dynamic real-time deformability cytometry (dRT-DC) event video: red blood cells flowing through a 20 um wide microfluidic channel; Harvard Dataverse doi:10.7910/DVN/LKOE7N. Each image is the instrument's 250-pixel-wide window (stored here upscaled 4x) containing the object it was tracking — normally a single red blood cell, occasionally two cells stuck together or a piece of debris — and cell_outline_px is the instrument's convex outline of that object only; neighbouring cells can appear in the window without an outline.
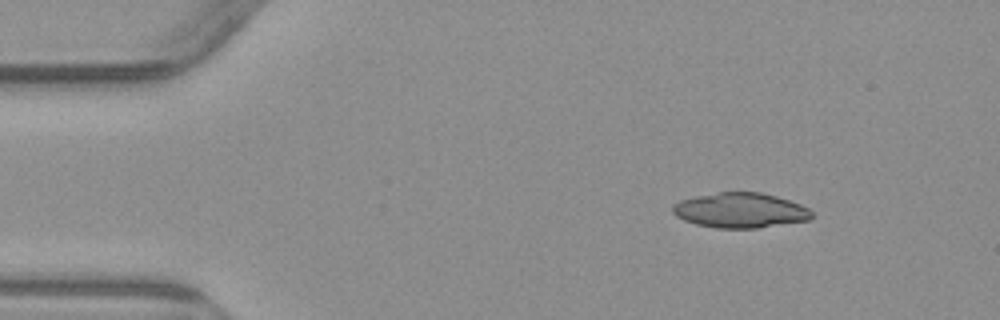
{"species": "common noctule bat (a hibernating species)", "species_latin": "Nyctalus noctula", "temperature_condition": "warm", "stored_images_in_passage": 3, "camera_frame_rate_fps": 3000, "um_per_image_px": 0.085, "animal": {"sex": "male", "body_mass_g": 23.1, "forearm_length_mm": 52.7}, "frame": {"image": 1, "passage_image": 1, "time_ms": 0.0, "image_size_px": [1000, 320], "cell_outline_px": [[812, 216], [808, 220], [756, 228], [716, 228], [696, 224], [684, 220], [676, 216], [672, 212], [672, 204], [680, 200], [696, 196], [720, 192], [760, 192], [776, 196], [800, 204], [808, 208], [812, 212]], "centroid_in_image_um": [62.89, 17.88], "position_along_channel_um": 22.1, "area_um2": 28.26}}